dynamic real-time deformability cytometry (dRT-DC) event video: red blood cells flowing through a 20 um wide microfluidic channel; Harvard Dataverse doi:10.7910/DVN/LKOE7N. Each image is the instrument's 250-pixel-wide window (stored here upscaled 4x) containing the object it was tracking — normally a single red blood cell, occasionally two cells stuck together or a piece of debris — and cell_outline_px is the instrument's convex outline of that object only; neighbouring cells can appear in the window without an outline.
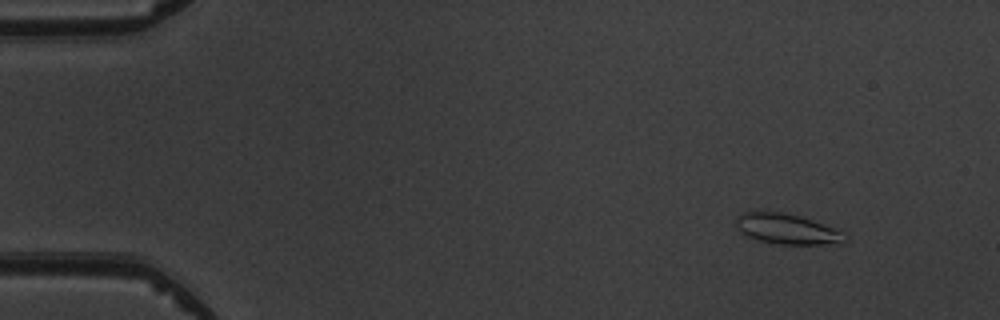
{"species": "common noctule bat (a hibernating species)", "species_latin": "Nyctalus noctula", "temperature_condition": "warm", "stored_images_in_passage": 4, "camera_frame_rate_fps": 3000, "um_per_image_px": 0.085, "animal": {"sex": "male", "body_mass_g": 19.5, "forearm_length_mm": 54.6}, "frame": {"image": 1, "passage_image": 1, "time_ms": 0.0, "image_size_px": [1000, 320], "cell_outline_px": [[848, 240], [840, 244], [780, 244], [760, 240], [748, 236], [736, 224], [736, 216], [744, 212], [764, 208], [800, 216], [812, 220], [832, 228], [848, 236]], "centroid_in_image_um": [66.88, 19.42], "position_along_channel_um": 18.1, "area_um2": 19.36}}
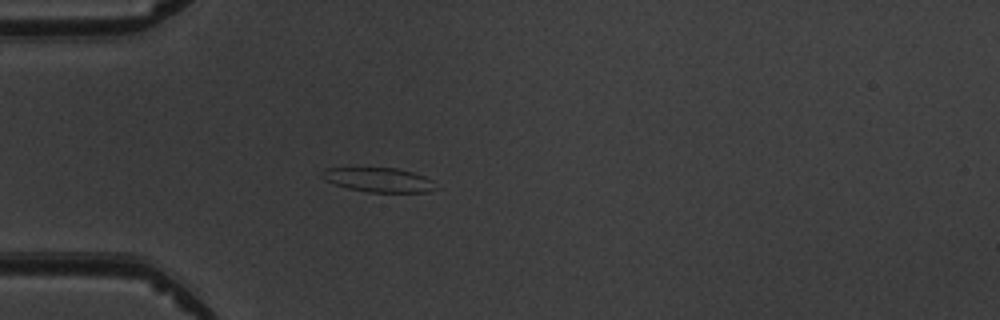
{"frame": {"image": 2, "passage_image": 4, "time_ms": 3.333, "image_size_px": [1000, 320], "cell_outline_px": [[436, 188], [428, 192], [368, 192], [348, 188], [324, 180], [320, 176], [324, 168], [396, 168], [412, 172], [424, 176], [432, 180]], "centroid_in_image_um": [32.17, 15.28], "position_along_channel_um": 52.8, "area_um2": 16.01}}